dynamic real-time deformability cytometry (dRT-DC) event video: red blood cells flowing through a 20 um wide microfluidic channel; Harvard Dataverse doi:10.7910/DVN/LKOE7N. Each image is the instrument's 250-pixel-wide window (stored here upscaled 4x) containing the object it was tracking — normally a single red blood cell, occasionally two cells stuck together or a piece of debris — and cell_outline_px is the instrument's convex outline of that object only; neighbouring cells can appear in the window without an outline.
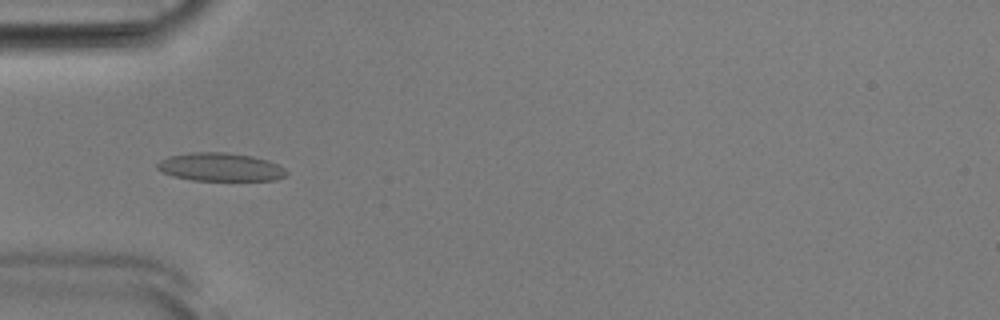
{"species": "Egyptian fruit bat (a non-hibernating species)", "species_latin": "Rousettus aegyptiacus", "temperature_condition": "room temperature", "stored_images_in_passage": 43, "camera_frame_rate_fps": 3000, "um_per_image_px": 0.085, "animal": {"sex": "male"}, "frame": {"image": 1, "passage_image": 11, "time_ms": 3.333, "image_size_px": [1000, 320], "cell_outline_px": [[288, 176], [276, 180], [192, 180], [172, 176], [156, 168], [156, 164], [160, 160], [168, 156], [192, 152], [224, 152], [252, 156], [268, 160], [284, 168], [288, 172]], "centroid_in_image_um": [18.74, 14.2], "position_along_channel_um": 66.3, "area_um2": 21.33}}
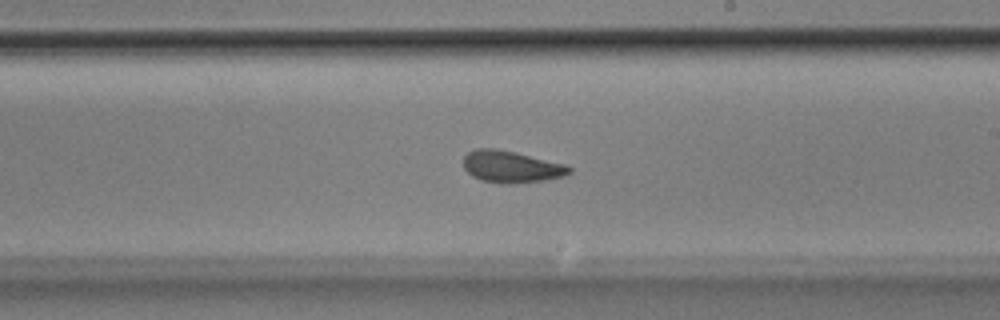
{"frame": {"image": 2, "passage_image": 25, "time_ms": 8.0, "image_size_px": [1000, 320], "cell_outline_px": [[572, 172], [564, 176], [544, 180], [508, 184], [500, 184], [480, 180], [472, 176], [464, 168], [464, 156], [468, 152], [476, 148], [496, 148], [516, 152], [564, 164], [572, 168]], "centroid_in_image_um": [43.44, 14.17], "position_along_channel_um": 245.6, "area_um2": 19.71}}
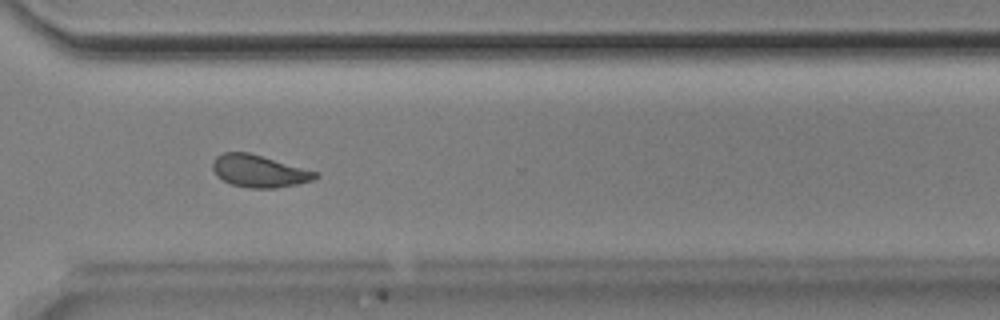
{"frame": {"image": 3, "passage_image": 33, "time_ms": 10.667, "image_size_px": [1000, 320], "cell_outline_px": [[320, 176], [312, 180], [296, 184], [276, 188], [248, 188], [232, 184], [216, 176], [212, 168], [212, 164], [216, 156], [224, 152], [248, 152], [320, 172]], "centroid_in_image_um": [22.04, 14.54], "position_along_channel_um": 348.6, "area_um2": 19.36}, "authors_computed_cell_mechanics": {"area_um2": 19.7098, "velocity_mm_per_s": 3.8542, "shape_relaxation_time_tau1_ms": 2.5674, "shape_relaxation_time_tau2_ms": 1.4812, "deformation_change_tau1": 0.1279, "deformation_change_tau2": 0.0871}}